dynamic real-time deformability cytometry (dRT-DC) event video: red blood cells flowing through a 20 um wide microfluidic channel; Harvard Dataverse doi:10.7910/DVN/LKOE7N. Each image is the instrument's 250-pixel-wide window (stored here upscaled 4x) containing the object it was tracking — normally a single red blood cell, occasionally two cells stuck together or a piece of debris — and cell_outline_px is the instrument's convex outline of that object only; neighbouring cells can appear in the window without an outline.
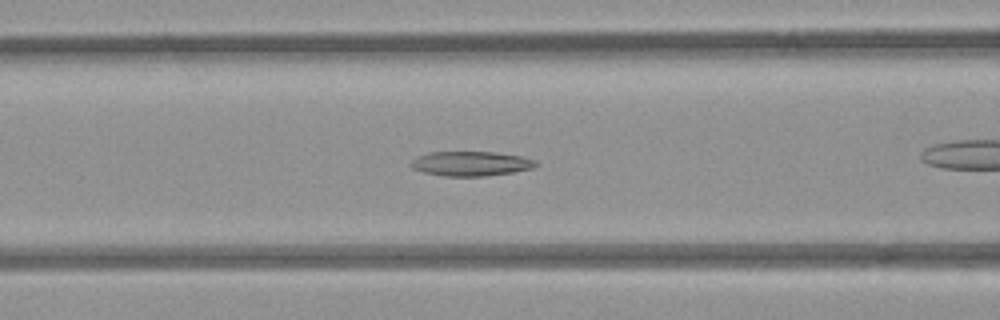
{"species": "common noctule bat (a hibernating species)", "species_latin": "Nyctalus noctula", "temperature_condition": "room temperature", "stored_images_in_passage": 49, "camera_frame_rate_fps": 3000, "um_per_image_px": 0.085, "animal": {"sex": "female", "body_mass_g": 21.9}, "frame": {"image": 1, "passage_image": 17, "time_ms": 5.333, "image_size_px": [1000, 320], "cell_outline_px": [[540, 164], [532, 168], [512, 172], [484, 176], [444, 176], [424, 172], [412, 168], [408, 164], [416, 156], [428, 152], [496, 152], [520, 156], [536, 160]], "centroid_in_image_um": [40.0, 13.9], "position_along_channel_um": 126.6, "area_um2": 17.98}}
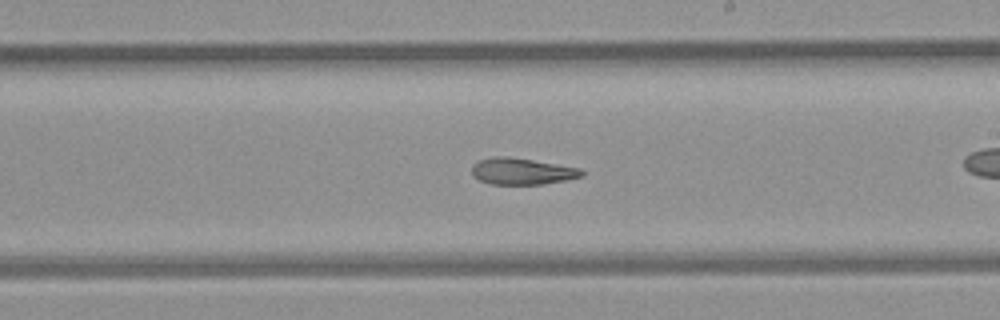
{"frame": {"image": 2, "passage_image": 26, "time_ms": 8.333, "image_size_px": [1000, 320], "cell_outline_px": [[584, 176], [544, 184], [488, 184], [472, 176], [472, 164], [476, 160], [492, 156], [508, 156], [580, 168], [584, 172]], "centroid_in_image_um": [44.31, 14.55], "position_along_channel_um": 244.7, "area_um2": 17.11}}
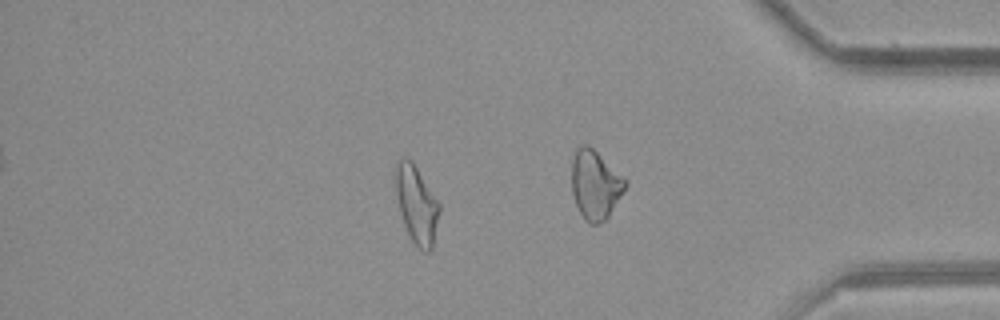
{"frame": {"image": 3, "passage_image": 41, "time_ms": 13.333, "image_size_px": [1000, 320], "cell_outline_px": [[440, 212], [432, 248], [428, 252], [424, 252], [412, 240], [404, 224], [400, 212], [396, 196], [396, 160], [400, 156], [404, 156], [412, 160], [440, 204]], "centroid_in_image_um": [35.41, 17.34], "position_along_channel_um": 399.8, "area_um2": 19.71}}